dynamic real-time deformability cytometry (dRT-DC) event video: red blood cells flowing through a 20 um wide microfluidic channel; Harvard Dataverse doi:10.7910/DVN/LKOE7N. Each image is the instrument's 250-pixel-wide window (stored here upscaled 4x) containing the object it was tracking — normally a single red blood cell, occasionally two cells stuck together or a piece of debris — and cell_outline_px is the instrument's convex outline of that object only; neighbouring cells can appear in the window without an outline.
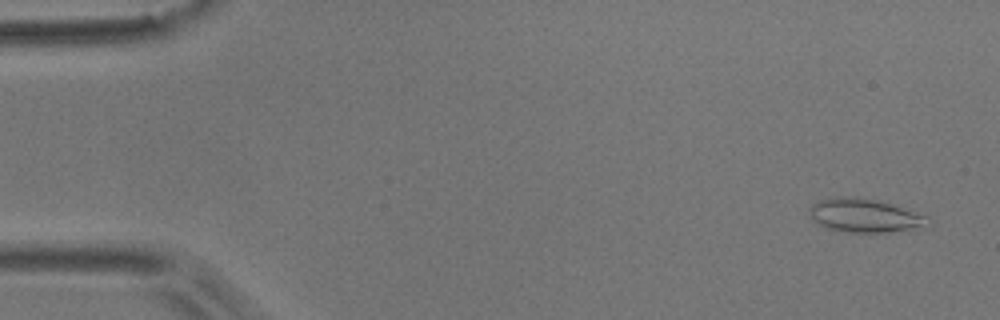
{"species": "common noctule bat (a hibernating species)", "species_latin": "Nyctalus noctula", "temperature_condition": "room temperature", "stored_images_in_passage": 55, "camera_frame_rate_fps": 3000, "um_per_image_px": 0.085, "animal": {"sex": "male", "body_mass_g": 17.9}, "frame": {"image": 1, "passage_image": 3, "time_ms": 0.667, "image_size_px": [1000, 320], "cell_outline_px": [[932, 224], [928, 228], [888, 232], [848, 232], [824, 228], [808, 212], [808, 208], [812, 204], [820, 200], [840, 196], [856, 196], [876, 200], [928, 216]], "centroid_in_image_um": [73.55, 18.33], "position_along_channel_um": 11.4, "area_um2": 23.35}}
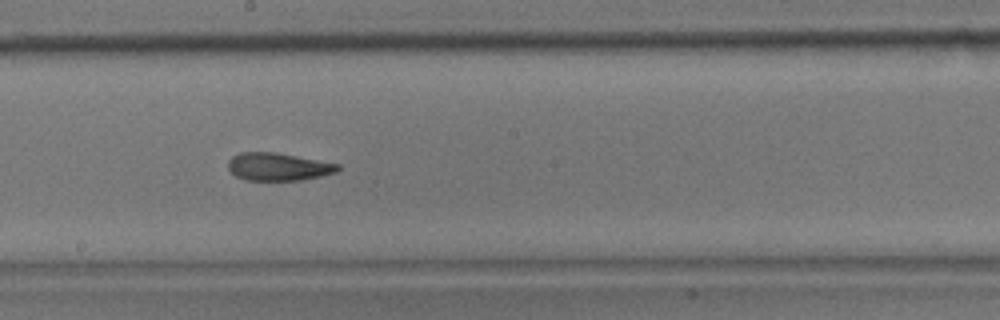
{"frame": {"image": 2, "passage_image": 30, "time_ms": 9.667, "image_size_px": [1000, 320], "cell_outline_px": [[340, 168], [336, 172], [320, 176], [300, 180], [244, 180], [236, 176], [228, 168], [228, 160], [232, 156], [240, 152], [276, 152], [340, 164]], "centroid_in_image_um": [23.63, 14.16], "position_along_channel_um": 224.6, "area_um2": 17.74}}
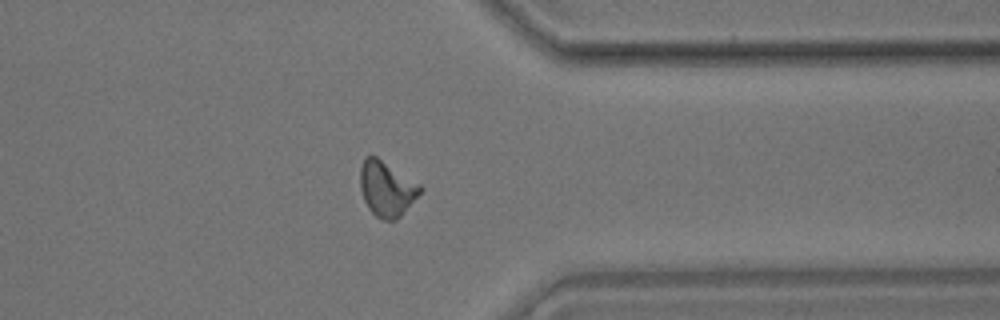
{"frame": {"image": 3, "passage_image": 43, "time_ms": 14.0, "image_size_px": [1000, 320], "cell_outline_px": [[424, 188], [400, 216], [396, 220], [380, 220], [368, 208], [364, 200], [360, 188], [360, 168], [364, 156], [376, 156], [420, 184]], "centroid_in_image_um": [32.84, 16.04], "position_along_channel_um": 378.6, "area_um2": 19.19}, "authors_computed_cell_mechanics": {"area_um2": 18.6116, "velocity_mm_per_s": 3.7188, "shape_relaxation_time_tau1_ms": null, "shape_relaxation_time_tau2_ms": 3.5255, "deformation_change_tau1": null, "deformation_change_tau2": 0.1223}}